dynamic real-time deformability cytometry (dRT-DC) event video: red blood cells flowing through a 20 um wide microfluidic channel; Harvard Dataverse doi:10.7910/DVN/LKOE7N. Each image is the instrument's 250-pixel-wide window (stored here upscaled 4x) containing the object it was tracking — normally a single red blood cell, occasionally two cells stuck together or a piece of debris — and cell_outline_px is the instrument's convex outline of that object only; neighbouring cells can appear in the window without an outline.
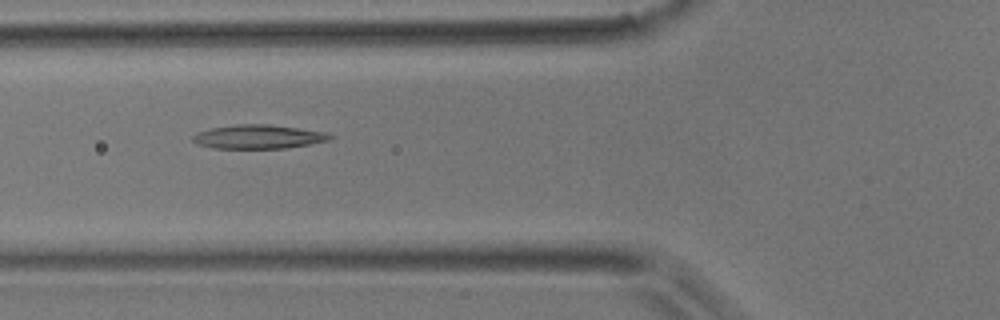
{"species": "common noctule bat (a hibernating species)", "species_latin": "Nyctalus noctula", "temperature_condition": "room temperature", "stored_images_in_passage": 6, "camera_frame_rate_fps": 3000, "um_per_image_px": 0.085, "animal": {"sex": "male", "body_mass_g": 17.9}, "frame": {"image": 1, "passage_image": 4, "time_ms": 1.0, "image_size_px": [1000, 320], "cell_outline_px": [[336, 136], [332, 140], [288, 148], [212, 148], [196, 144], [192, 140], [192, 136], [196, 132], [212, 128], [236, 124], [268, 124], [324, 132]], "centroid_in_image_um": [21.96, 11.63], "position_along_channel_um": 103.8, "area_um2": 19.19}}
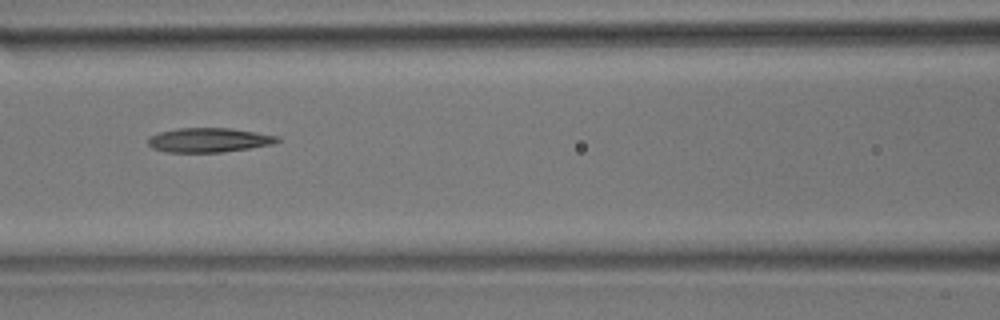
{"frame": {"image": 2, "passage_image": 5, "time_ms": 1.333, "image_size_px": [1000, 320], "cell_outline_px": [[280, 140], [272, 144], [248, 148], [220, 152], [168, 152], [152, 148], [148, 144], [148, 136], [160, 132], [176, 128], [232, 128], [280, 136]], "centroid_in_image_um": [17.74, 11.89], "position_along_channel_um": 148.9, "area_um2": 18.32}}
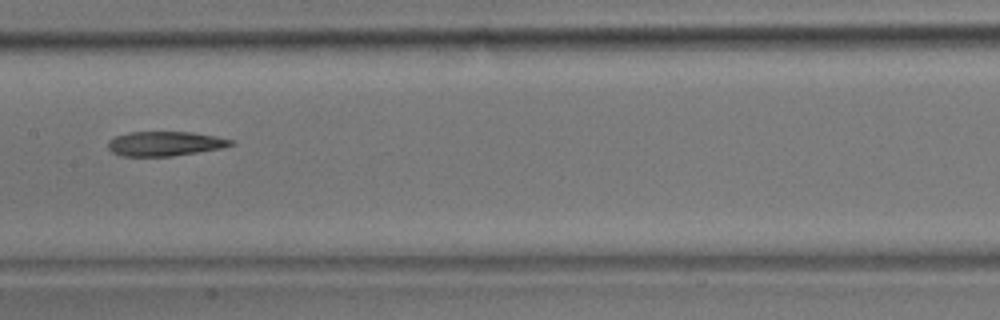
{"frame": {"image": 3, "passage_image": 6, "time_ms": 1.667, "image_size_px": [1000, 320], "cell_outline_px": [[236, 144], [220, 148], [172, 156], [120, 156], [112, 152], [108, 148], [108, 140], [116, 136], [128, 132], [192, 132], [216, 136], [236, 140]], "centroid_in_image_um": [14.03, 12.2], "position_along_channel_um": 193.4, "area_um2": 17.63}}